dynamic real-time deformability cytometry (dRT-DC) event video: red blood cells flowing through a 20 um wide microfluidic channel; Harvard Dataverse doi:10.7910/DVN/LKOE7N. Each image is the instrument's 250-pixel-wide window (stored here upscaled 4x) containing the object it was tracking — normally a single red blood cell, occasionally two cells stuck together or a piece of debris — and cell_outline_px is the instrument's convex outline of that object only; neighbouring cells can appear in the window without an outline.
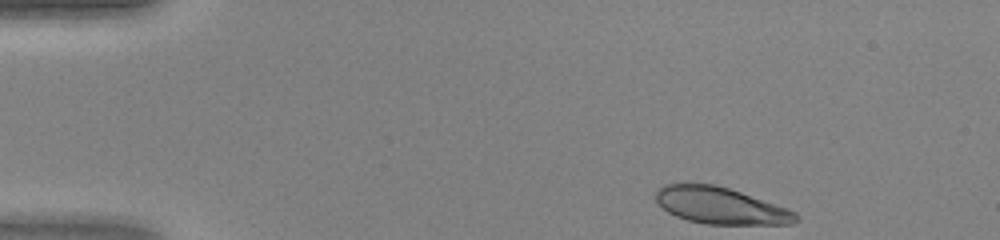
{"species": "human", "species_latin": "Homo sapiens", "temperature_condition": "warm", "stored_images_in_passage": 40, "camera_frame_rate_fps": 3000, "um_per_image_px": 0.085, "donor": {"sex": "female"}, "frame": {"image": 1, "passage_image": 1, "time_ms": 0.0, "image_size_px": [1000, 240], "cell_outline_px": [[800, 220], [792, 224], [704, 224], [688, 220], [676, 216], [668, 212], [656, 200], [656, 188], [664, 184], [716, 184], [788, 208], [796, 212], [800, 216]], "centroid_in_image_um": [61.27, 17.49], "position_along_channel_um": 23.7, "area_um2": 29.88}}
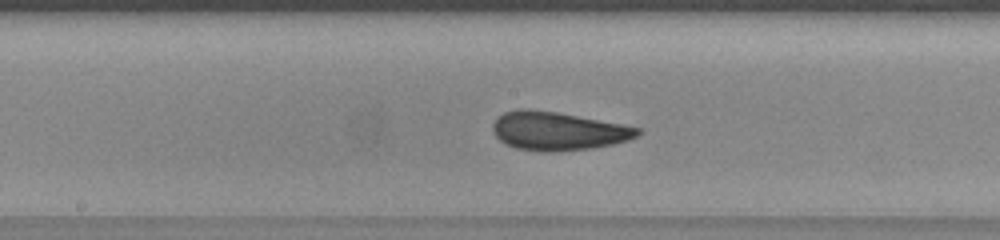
{"frame": {"image": 2, "passage_image": 19, "time_ms": 6.0, "image_size_px": [1000, 240], "cell_outline_px": [[640, 132], [636, 136], [628, 140], [612, 144], [592, 148], [552, 152], [544, 152], [516, 148], [500, 140], [492, 132], [492, 124], [504, 112], [520, 108], [528, 108], [556, 112], [620, 124], [640, 128]], "centroid_in_image_um": [47.38, 11.14], "position_along_channel_um": 200.8, "area_um2": 32.14}}
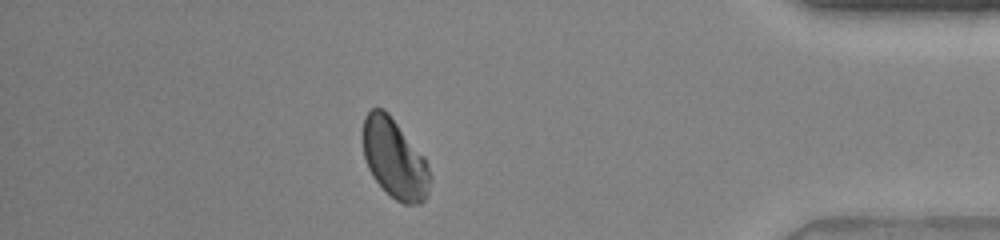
{"frame": {"image": 3, "passage_image": 35, "time_ms": 11.333, "image_size_px": [1000, 240], "cell_outline_px": [[432, 180], [428, 196], [420, 204], [404, 204], [396, 200], [372, 176], [368, 168], [364, 156], [360, 136], [364, 116], [372, 108], [384, 108], [388, 112], [424, 156], [432, 176]], "centroid_in_image_um": [33.53, 13.47], "position_along_channel_um": 401.7, "area_um2": 31.62}}